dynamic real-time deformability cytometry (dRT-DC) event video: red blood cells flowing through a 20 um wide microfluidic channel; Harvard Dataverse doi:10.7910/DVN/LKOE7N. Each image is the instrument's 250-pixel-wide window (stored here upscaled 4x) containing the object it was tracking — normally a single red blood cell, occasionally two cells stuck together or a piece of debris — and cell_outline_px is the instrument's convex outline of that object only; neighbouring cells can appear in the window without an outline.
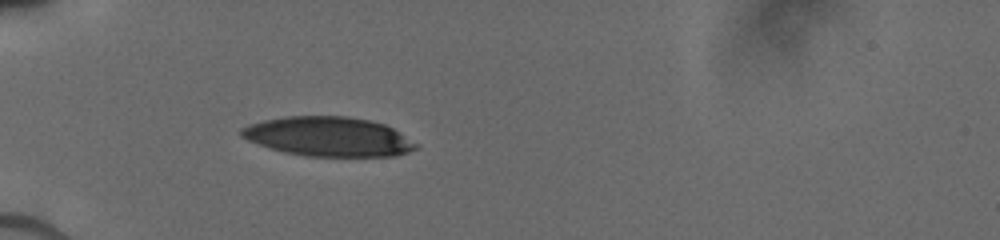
{"species": "human", "species_latin": "Homo sapiens", "temperature_condition": "cold", "stored_images_in_passage": 6, "camera_frame_rate_fps": 3000, "um_per_image_px": 0.085, "donor": {"sex": "male"}, "frame": {"image": 1, "passage_image": 2, "time_ms": 0.667, "image_size_px": [1000, 240], "cell_outline_px": [[420, 148], [396, 156], [308, 156], [284, 152], [268, 148], [248, 140], [240, 136], [240, 128], [248, 124], [264, 120], [288, 116], [348, 116], [372, 120], [384, 124], [392, 128], [420, 144]], "centroid_in_image_um": [27.94, 11.61], "position_along_channel_um": 57.1, "area_um2": 40.4}}
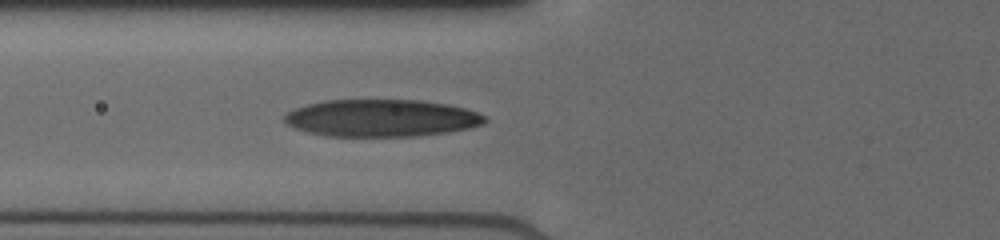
{"frame": {"image": 2, "passage_image": 4, "time_ms": 2.0, "image_size_px": [1000, 240], "cell_outline_px": [[488, 120], [484, 124], [468, 128], [448, 132], [416, 136], [328, 136], [308, 132], [296, 128], [288, 124], [284, 120], [284, 116], [288, 112], [296, 108], [308, 104], [324, 100], [420, 100], [448, 104], [464, 108], [476, 112], [484, 116]], "centroid_in_image_um": [32.44, 10.03], "position_along_channel_um": 93.4, "area_um2": 43.35}}
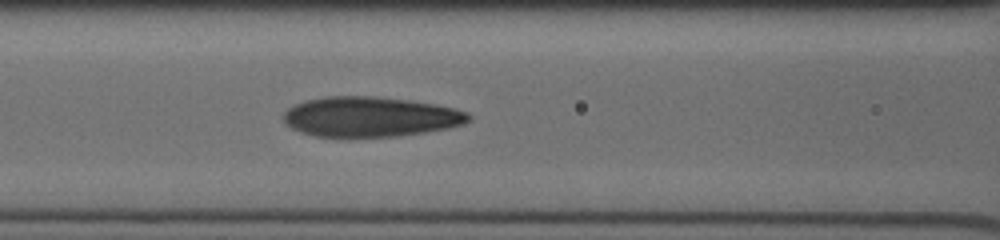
{"frame": {"image": 3, "passage_image": 6, "time_ms": 3.0, "image_size_px": [1000, 240], "cell_outline_px": [[472, 120], [464, 124], [448, 128], [424, 132], [396, 136], [316, 136], [300, 132], [284, 124], [284, 112], [288, 108], [304, 100], [328, 96], [372, 96], [408, 100], [436, 104], [456, 108], [468, 112], [472, 116]], "centroid_in_image_um": [31.5, 9.91], "position_along_channel_um": 135.1, "area_um2": 43.18}}